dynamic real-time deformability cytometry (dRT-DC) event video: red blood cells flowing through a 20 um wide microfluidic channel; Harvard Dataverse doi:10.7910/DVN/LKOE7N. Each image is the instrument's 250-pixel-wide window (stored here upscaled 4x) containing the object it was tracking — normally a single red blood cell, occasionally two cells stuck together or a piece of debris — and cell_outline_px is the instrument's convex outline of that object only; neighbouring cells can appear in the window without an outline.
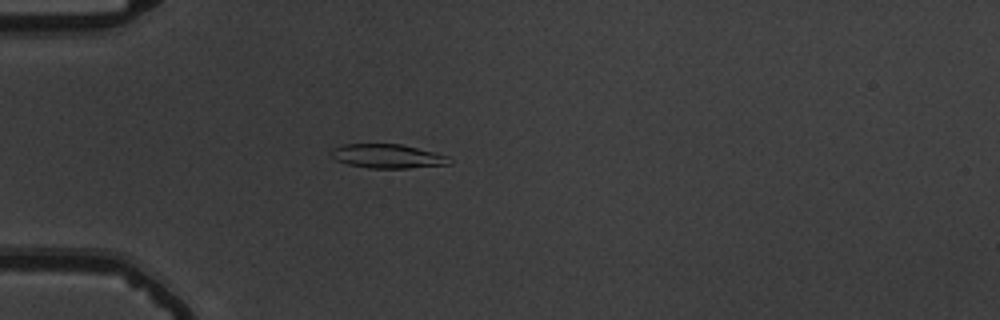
{"species": "common noctule bat (a hibernating species)", "species_latin": "Nyctalus noctula", "temperature_condition": "warm", "stored_images_in_passage": 55, "camera_frame_rate_fps": 3000, "um_per_image_px": 0.085, "animal": {"sex": "male", "body_mass_g": 19.5, "forearm_length_mm": 54.6}, "frame": {"image": 1, "passage_image": 17, "time_ms": 5.333, "image_size_px": [1000, 320], "cell_outline_px": [[452, 164], [408, 168], [368, 168], [348, 164], [336, 160], [328, 152], [332, 148], [344, 144], [400, 144], [448, 156], [452, 160]], "centroid_in_image_um": [32.91, 13.28], "position_along_channel_um": 52.1, "area_um2": 16.53}}
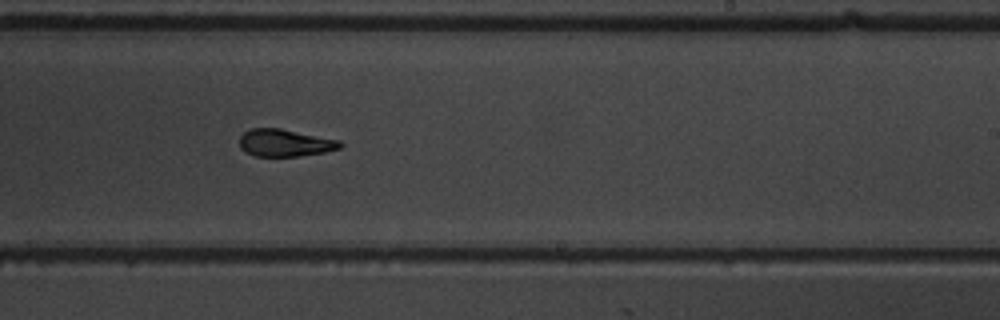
{"frame": {"image": 2, "passage_image": 35, "time_ms": 11.333, "image_size_px": [1000, 320], "cell_outline_px": [[344, 144], [340, 148], [324, 152], [300, 156], [256, 156], [240, 148], [240, 136], [244, 132], [252, 128], [280, 128], [340, 140]], "centroid_in_image_um": [24.24, 12.14], "position_along_channel_um": 264.8, "area_um2": 15.95}}
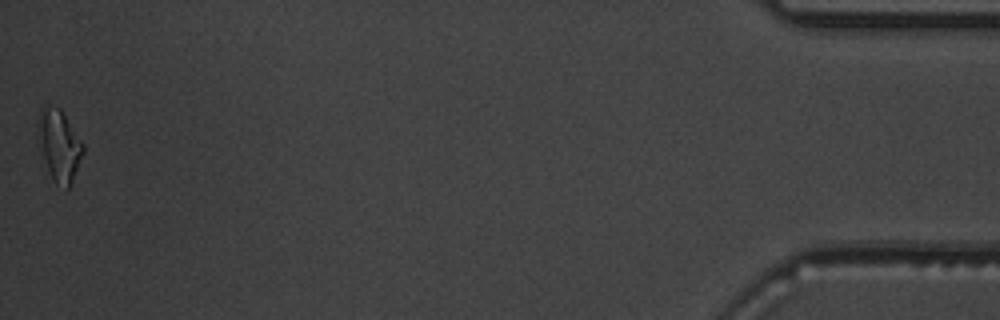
{"frame": {"image": 3, "passage_image": 55, "time_ms": 18.0, "image_size_px": [1000, 320], "cell_outline_px": [[84, 152], [72, 180], [68, 188], [56, 184], [40, 156], [36, 144], [36, 124], [40, 108], [48, 104], [60, 108], [84, 144]], "centroid_in_image_um": [4.96, 12.3], "position_along_channel_um": 430.2, "area_um2": 19.31}, "authors_computed_cell_mechanics": {"area_um2": 17.1088, "velocity_mm_per_s": 3.7807, "shape_relaxation_time_tau1_ms": 7.3411, "shape_relaxation_time_tau2_ms": 3.0561, "deformation_change_tau1": 0.2174, "deformation_change_tau2": 0.107}}